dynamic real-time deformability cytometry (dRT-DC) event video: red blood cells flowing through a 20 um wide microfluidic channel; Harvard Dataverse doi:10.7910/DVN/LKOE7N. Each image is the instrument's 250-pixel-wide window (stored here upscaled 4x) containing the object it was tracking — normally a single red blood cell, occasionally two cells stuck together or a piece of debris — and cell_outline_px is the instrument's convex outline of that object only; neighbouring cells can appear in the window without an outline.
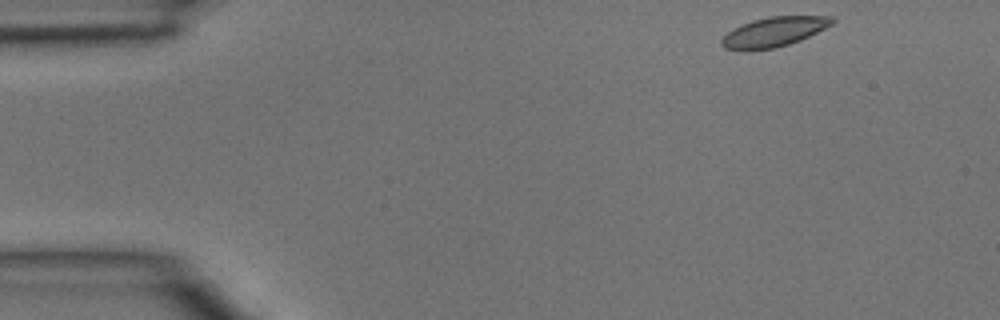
{"species": "common noctule bat (a hibernating species)", "species_latin": "Nyctalus noctula", "temperature_condition": "room temperature", "stored_images_in_passage": 42, "camera_frame_rate_fps": 3000, "um_per_image_px": 0.085, "animal": {"sex": "male", "body_mass_g": 15.6}, "frame": {"image": 1, "passage_image": 1, "time_ms": 0.0, "image_size_px": [1000, 320], "cell_outline_px": [[836, 20], [832, 24], [800, 40], [776, 48], [748, 52], [744, 52], [724, 48], [720, 44], [720, 40], [732, 28], [740, 24], [752, 20], [768, 16], [832, 16]], "centroid_in_image_um": [65.7, 2.73], "position_along_channel_um": 19.3, "area_um2": 19.48}}
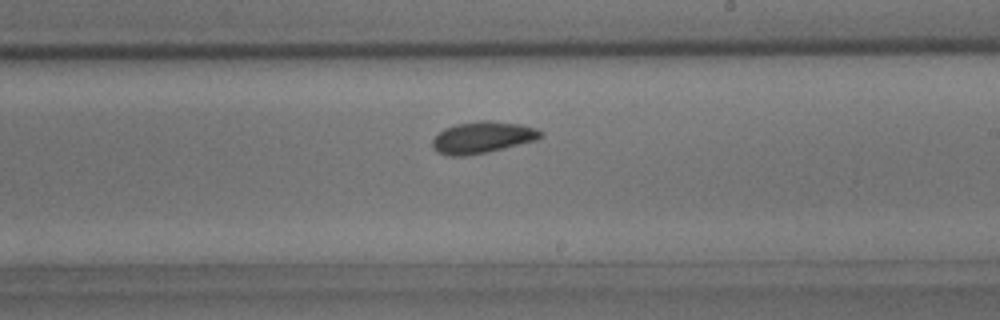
{"frame": {"image": 2, "passage_image": 23, "time_ms": 7.333, "image_size_px": [1000, 320], "cell_outline_px": [[544, 136], [536, 140], [488, 152], [464, 156], [448, 156], [436, 152], [432, 148], [432, 140], [444, 128], [456, 124], [484, 120], [488, 120], [520, 124], [536, 128], [544, 132]], "centroid_in_image_um": [41.01, 11.68], "position_along_channel_um": 248.0, "area_um2": 20.06}}
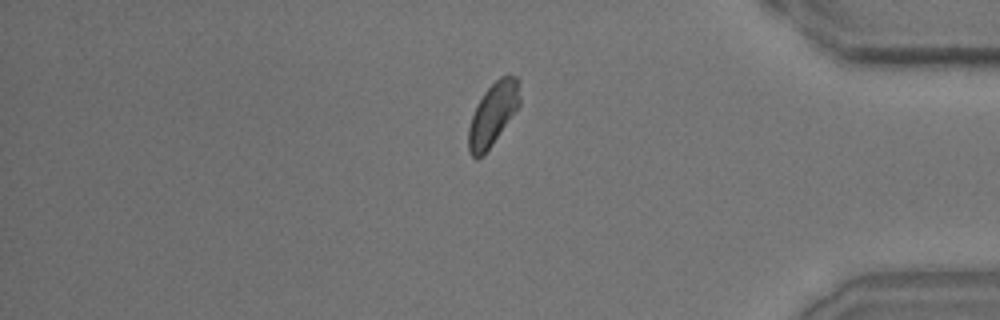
{"frame": {"image": 3, "passage_image": 35, "time_ms": 11.333, "image_size_px": [1000, 320], "cell_outline_px": [[520, 104], [492, 144], [476, 160], [472, 156], [468, 148], [468, 128], [476, 104], [484, 92], [500, 76], [508, 72], [516, 76], [520, 80]], "centroid_in_image_um": [41.92, 9.61], "position_along_channel_um": 393.3, "area_um2": 18.73}}